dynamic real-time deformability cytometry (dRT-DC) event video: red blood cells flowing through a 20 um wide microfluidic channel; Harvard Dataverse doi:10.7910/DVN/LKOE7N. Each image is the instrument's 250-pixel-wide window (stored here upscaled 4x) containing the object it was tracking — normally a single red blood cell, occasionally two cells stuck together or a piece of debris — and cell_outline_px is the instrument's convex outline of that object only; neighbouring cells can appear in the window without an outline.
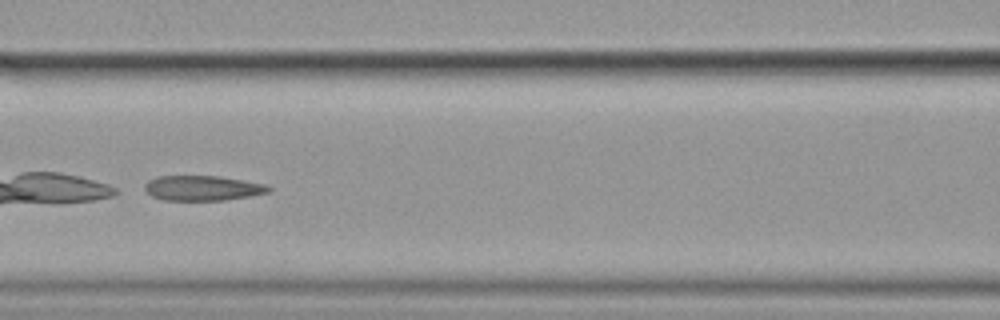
{"species": "common noctule bat (a hibernating species)", "species_latin": "Nyctalus noctula", "temperature_condition": "cold", "stored_images_in_passage": 45, "camera_frame_rate_fps": 3000, "um_per_image_px": 0.085, "animal": {"sex": "female", "body_mass_g": 19.9}, "frame": {"image": 1, "passage_image": 15, "time_ms": 4.667, "image_size_px": [1000, 320], "cell_outline_px": [[272, 188], [268, 192], [248, 196], [224, 200], [164, 200], [152, 196], [144, 188], [144, 184], [148, 180], [160, 176], [220, 176], [264, 184]], "centroid_in_image_um": [17.19, 15.98], "position_along_channel_um": 149.4, "area_um2": 17.86}}
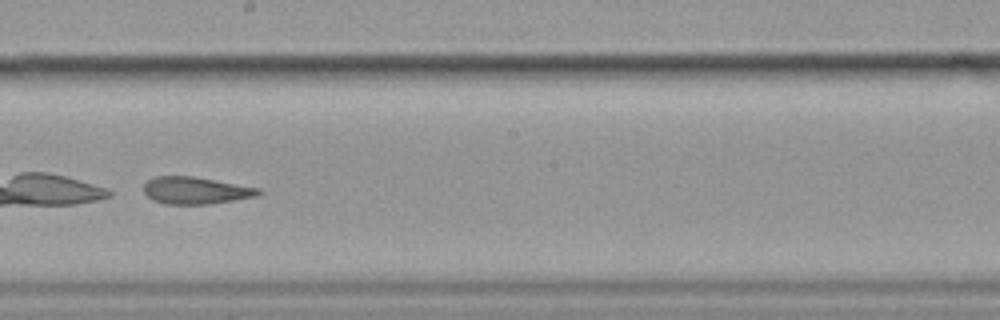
{"frame": {"image": 2, "passage_image": 22, "time_ms": 7.0, "image_size_px": [1000, 320], "cell_outline_px": [[264, 192], [256, 196], [212, 204], [164, 204], [152, 200], [144, 192], [144, 184], [152, 176], [192, 176], [260, 188]], "centroid_in_image_um": [16.62, 16.19], "position_along_channel_um": 231.6, "area_um2": 18.21}}
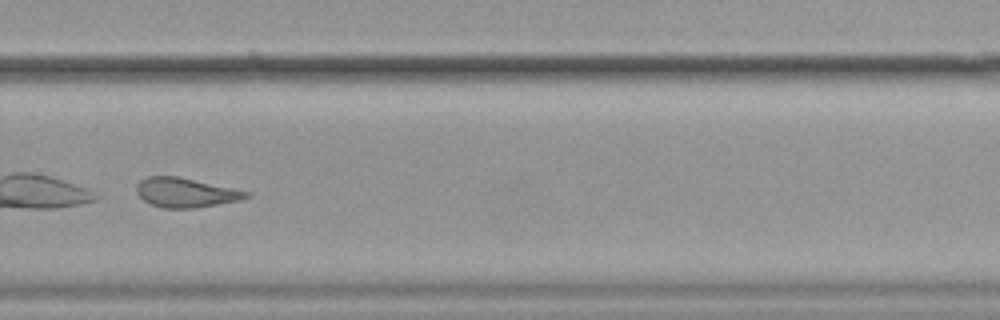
{"frame": {"image": 3, "passage_image": 29, "time_ms": 9.333, "image_size_px": [1000, 320], "cell_outline_px": [[252, 196], [240, 200], [192, 208], [160, 208], [144, 200], [136, 192], [136, 184], [140, 180], [148, 176], [176, 176], [252, 192]], "centroid_in_image_um": [15.78, 16.36], "position_along_channel_um": 314.0, "area_um2": 18.73}, "authors_computed_cell_mechanics": {"area_um2": 19.652, "velocity_mm_per_s": 3.5396, "shape_relaxation_time_tau1_ms": 2.2855, "shape_relaxation_time_tau2_ms": 4.522, "deformation_change_tau1": 0.2848, "deformation_change_tau2": 0.1475}}